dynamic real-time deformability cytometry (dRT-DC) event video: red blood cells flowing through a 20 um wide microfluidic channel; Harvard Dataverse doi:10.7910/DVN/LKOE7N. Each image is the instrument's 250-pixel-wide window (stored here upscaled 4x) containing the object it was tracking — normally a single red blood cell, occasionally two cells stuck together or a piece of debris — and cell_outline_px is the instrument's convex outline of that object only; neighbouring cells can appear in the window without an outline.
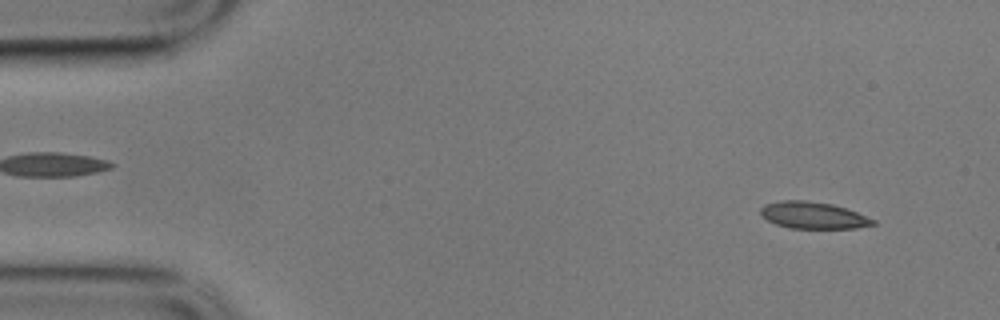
{"species": "common noctule bat (a hibernating species)", "species_latin": "Nyctalus noctula", "temperature_condition": "cold", "stored_images_in_passage": 4, "camera_frame_rate_fps": 3000, "um_per_image_px": 0.085, "animal": {"sex": "male", "body_mass_g": 17.9}, "frame": {"image": 1, "passage_image": 1, "time_ms": 0.0, "image_size_px": [1000, 320], "cell_outline_px": [[876, 224], [856, 228], [788, 228], [776, 224], [768, 220], [760, 212], [760, 208], [764, 204], [784, 200], [804, 200], [832, 204], [856, 212], [876, 220]], "centroid_in_image_um": [69.12, 18.3], "position_along_channel_um": 15.9, "area_um2": 17.4}}
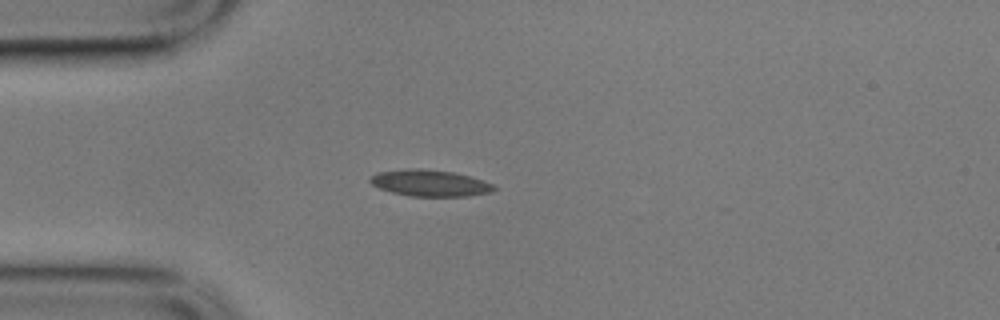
{"frame": {"image": 2, "passage_image": 4, "time_ms": 1.0, "image_size_px": [1000, 320], "cell_outline_px": [[496, 188], [492, 192], [468, 196], [412, 196], [392, 192], [380, 188], [372, 184], [368, 180], [376, 172], [408, 168], [420, 168], [452, 172], [468, 176], [492, 184]], "centroid_in_image_um": [36.51, 15.56], "position_along_channel_um": 48.5, "area_um2": 18.9}}